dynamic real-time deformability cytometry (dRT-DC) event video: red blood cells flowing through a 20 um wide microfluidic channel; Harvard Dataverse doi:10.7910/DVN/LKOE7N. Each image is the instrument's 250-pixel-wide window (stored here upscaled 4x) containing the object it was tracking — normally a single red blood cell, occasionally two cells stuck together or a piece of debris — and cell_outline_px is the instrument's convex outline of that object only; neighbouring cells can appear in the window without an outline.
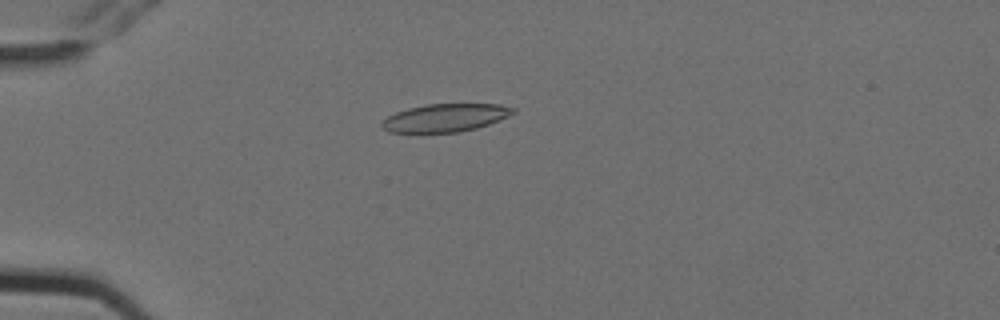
{"species": "Egyptian fruit bat (a non-hibernating species)", "species_latin": "Rousettus aegyptiacus", "temperature_condition": "cold", "stored_images_in_passage": 7, "camera_frame_rate_fps": 3000, "um_per_image_px": 0.085, "animal": {"sex": "female"}, "frame": {"image": 1, "passage_image": 5, "time_ms": 1.333, "image_size_px": [1000, 320], "cell_outline_px": [[516, 112], [508, 116], [488, 124], [476, 128], [460, 132], [388, 132], [380, 128], [380, 124], [388, 116], [396, 112], [408, 108], [428, 104], [500, 104], [516, 108]], "centroid_in_image_um": [37.84, 10.01], "position_along_channel_um": 47.2, "area_um2": 21.33}}
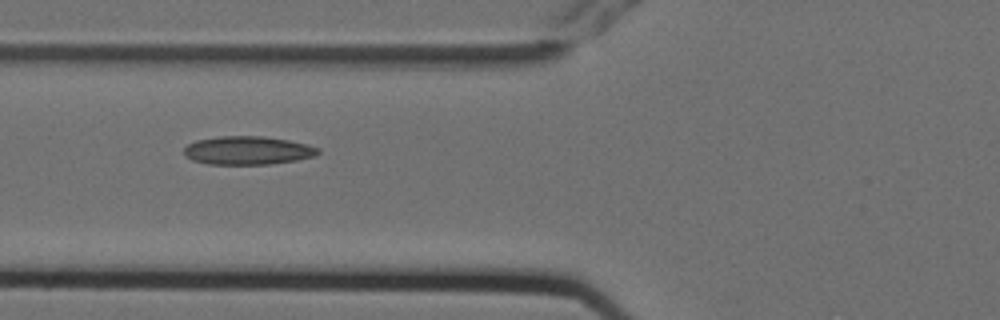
{"frame": {"image": 2, "passage_image": 7, "time_ms": 2.0, "image_size_px": [1000, 320], "cell_outline_px": [[320, 152], [316, 156], [296, 160], [268, 164], [208, 164], [192, 160], [184, 156], [184, 148], [188, 144], [196, 140], [220, 136], [264, 136], [288, 140], [308, 144], [320, 148]], "centroid_in_image_um": [21.06, 12.78], "position_along_channel_um": 104.7, "area_um2": 22.31}}